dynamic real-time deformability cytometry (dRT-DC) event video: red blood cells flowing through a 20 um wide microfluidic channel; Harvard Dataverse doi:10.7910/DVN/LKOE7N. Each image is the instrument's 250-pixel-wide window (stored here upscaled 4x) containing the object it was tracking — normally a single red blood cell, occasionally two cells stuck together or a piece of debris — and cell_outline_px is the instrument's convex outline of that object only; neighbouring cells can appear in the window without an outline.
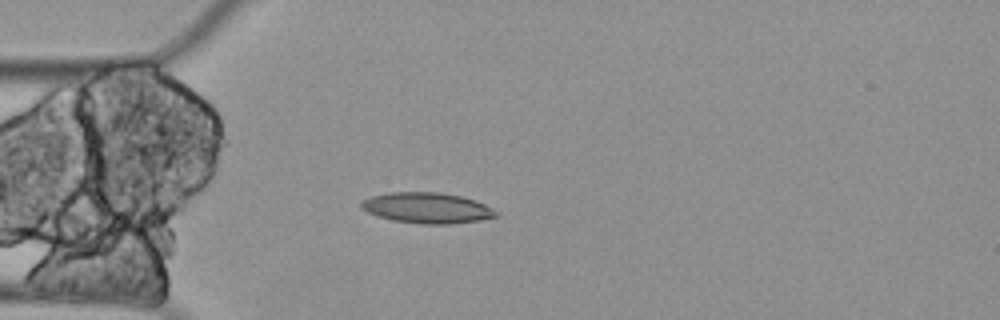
{"species": "Egyptian fruit bat (a non-hibernating species)", "species_latin": "Rousettus aegyptiacus", "temperature_condition": "cold", "stored_images_in_passage": 5, "camera_frame_rate_fps": 3000, "um_per_image_px": 0.085, "animal": {"sex": "female"}, "frame": {"image": 1, "passage_image": 4, "time_ms": 1.0, "image_size_px": [1000, 320], "cell_outline_px": [[500, 212], [496, 216], [480, 220], [448, 224], [420, 224], [392, 220], [368, 212], [360, 208], [360, 204], [364, 200], [372, 196], [388, 192], [440, 192], [460, 196], [476, 200]], "centroid_in_image_um": [36.31, 17.67], "position_along_channel_um": 48.7, "area_um2": 24.04}}